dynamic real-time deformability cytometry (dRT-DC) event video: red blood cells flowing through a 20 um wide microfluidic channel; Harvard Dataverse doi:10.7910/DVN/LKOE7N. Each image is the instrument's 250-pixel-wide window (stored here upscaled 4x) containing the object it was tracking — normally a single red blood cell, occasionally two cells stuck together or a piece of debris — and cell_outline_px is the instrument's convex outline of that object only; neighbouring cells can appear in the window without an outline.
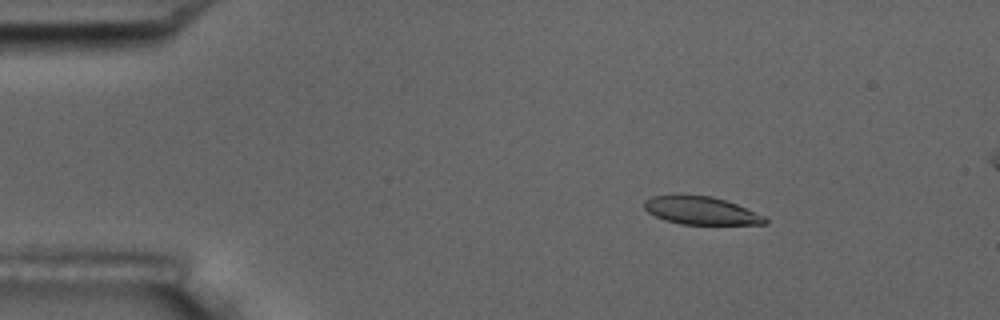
{"species": "common noctule bat (a hibernating species)", "species_latin": "Nyctalus noctula", "temperature_condition": "room temperature", "stored_images_in_passage": 6, "camera_frame_rate_fps": 3000, "um_per_image_px": 0.085, "animal": {"sex": "male", "body_mass_g": 17.5, "forearm_length_mm": 52.3}, "frame": {"image": 1, "passage_image": 3, "time_ms": 2.333, "image_size_px": [1000, 320], "cell_outline_px": [[768, 224], [680, 224], [664, 220], [648, 212], [644, 208], [644, 200], [652, 196], [676, 192], [712, 196], [736, 204], [764, 216], [768, 220]], "centroid_in_image_um": [59.51, 17.86], "position_along_channel_um": 25.5, "area_um2": 20.11}}